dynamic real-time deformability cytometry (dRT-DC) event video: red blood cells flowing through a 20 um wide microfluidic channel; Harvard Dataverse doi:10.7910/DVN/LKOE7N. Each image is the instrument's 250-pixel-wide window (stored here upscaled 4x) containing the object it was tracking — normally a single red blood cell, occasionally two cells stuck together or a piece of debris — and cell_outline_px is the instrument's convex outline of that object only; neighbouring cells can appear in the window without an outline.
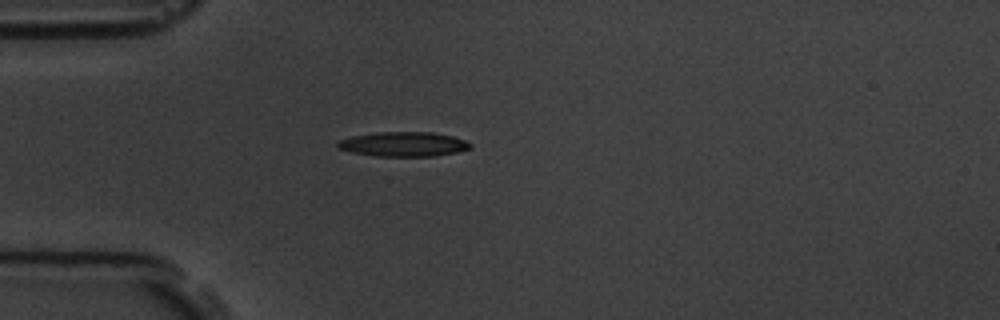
{"species": "common noctule bat (a hibernating species)", "species_latin": "Nyctalus noctula", "temperature_condition": "room temperature", "stored_images_in_passage": 4, "camera_frame_rate_fps": 3000, "um_per_image_px": 0.085, "animal": {"sex": "male", "body_mass_g": 19.5, "forearm_length_mm": 54.6}, "frame": {"image": 1, "passage_image": 3, "time_ms": 3.333, "image_size_px": [1000, 320], "cell_outline_px": [[472, 148], [456, 152], [436, 156], [376, 156], [352, 152], [336, 148], [336, 144], [340, 140], [352, 136], [376, 132], [432, 132], [452, 136], [464, 140], [472, 144]], "centroid_in_image_um": [34.29, 12.25], "position_along_channel_um": 50.7, "area_um2": 19.02}}